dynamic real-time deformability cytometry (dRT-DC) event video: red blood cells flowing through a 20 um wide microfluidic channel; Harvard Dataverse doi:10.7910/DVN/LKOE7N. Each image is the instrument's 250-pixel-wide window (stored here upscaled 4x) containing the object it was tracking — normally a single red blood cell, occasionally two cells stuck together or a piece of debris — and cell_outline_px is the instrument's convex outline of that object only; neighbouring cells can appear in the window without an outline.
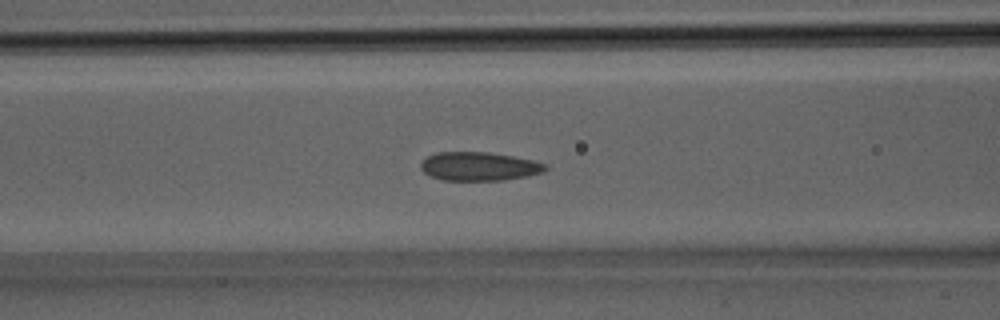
{"species": "Egyptian fruit bat (a non-hibernating species)", "species_latin": "Rousettus aegyptiacus", "temperature_condition": "room temperature", "stored_images_in_passage": 31, "camera_frame_rate_fps": 3000, "um_per_image_px": 0.085, "animal": {"sex": "male"}, "frame": {"image": 1, "passage_image": 13, "time_ms": 4.0, "image_size_px": [1000, 320], "cell_outline_px": [[548, 168], [544, 172], [528, 176], [504, 180], [444, 180], [428, 176], [420, 168], [420, 164], [428, 156], [436, 152], [488, 152], [512, 156], [532, 160], [548, 164]], "centroid_in_image_um": [40.74, 14.14], "position_along_channel_um": 125.9, "area_um2": 20.92}}
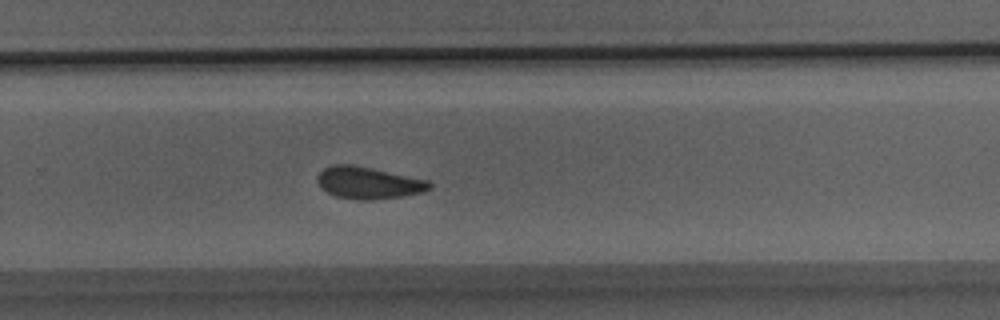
{"frame": {"image": 2, "passage_image": 21, "time_ms": 6.667, "image_size_px": [1000, 320], "cell_outline_px": [[432, 188], [420, 192], [400, 196], [372, 200], [356, 200], [336, 196], [320, 188], [316, 180], [316, 176], [324, 168], [332, 164], [352, 164], [432, 180]], "centroid_in_image_um": [31.31, 15.53], "position_along_channel_um": 298.5, "area_um2": 21.15}}
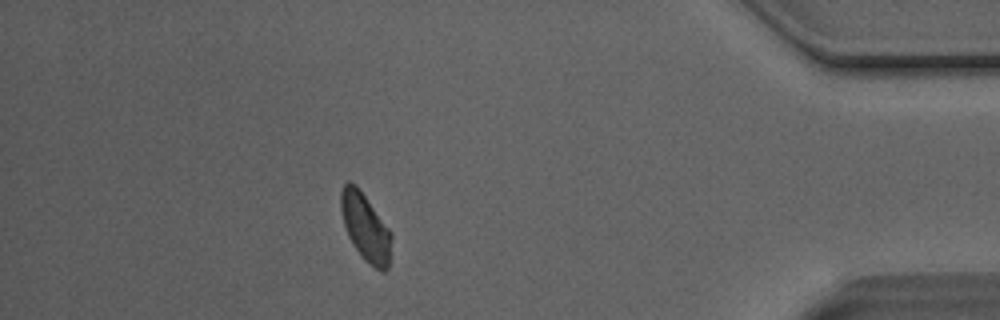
{"frame": {"image": 3, "passage_image": 28, "time_ms": 9.0, "image_size_px": [1000, 320], "cell_outline_px": [[392, 236], [388, 268], [384, 272], [380, 272], [368, 264], [360, 256], [352, 244], [348, 236], [344, 224], [340, 208], [340, 192], [344, 184], [348, 180], [356, 184], [392, 232]], "centroid_in_image_um": [31.06, 19.34], "position_along_channel_um": 404.1, "area_um2": 20.17}}